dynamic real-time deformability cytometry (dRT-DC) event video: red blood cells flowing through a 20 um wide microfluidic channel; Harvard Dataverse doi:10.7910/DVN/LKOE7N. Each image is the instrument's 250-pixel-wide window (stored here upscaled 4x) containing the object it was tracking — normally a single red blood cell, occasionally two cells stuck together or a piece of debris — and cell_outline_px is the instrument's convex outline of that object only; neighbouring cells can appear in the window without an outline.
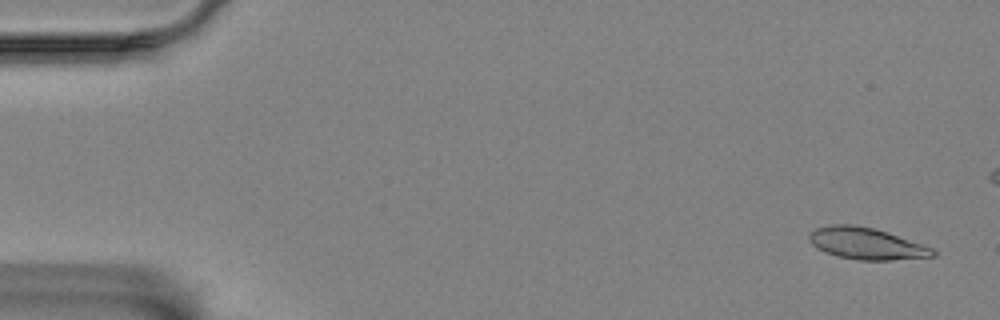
{"species": "Egyptian fruit bat (a non-hibernating species)", "species_latin": "Rousettus aegyptiacus", "temperature_condition": "room temperature", "stored_images_in_passage": 53, "camera_frame_rate_fps": 3000, "um_per_image_px": 0.085, "animal": {"sex": "female"}, "frame": {"image": 1, "passage_image": 3, "time_ms": 0.667, "image_size_px": [1000, 320], "cell_outline_px": [[936, 256], [892, 260], [860, 260], [836, 256], [824, 252], [816, 248], [808, 240], [808, 232], [816, 228], [832, 224], [852, 224], [872, 228], [888, 232], [932, 248], [936, 252]], "centroid_in_image_um": [73.59, 20.7], "position_along_channel_um": 11.4, "area_um2": 22.89}}
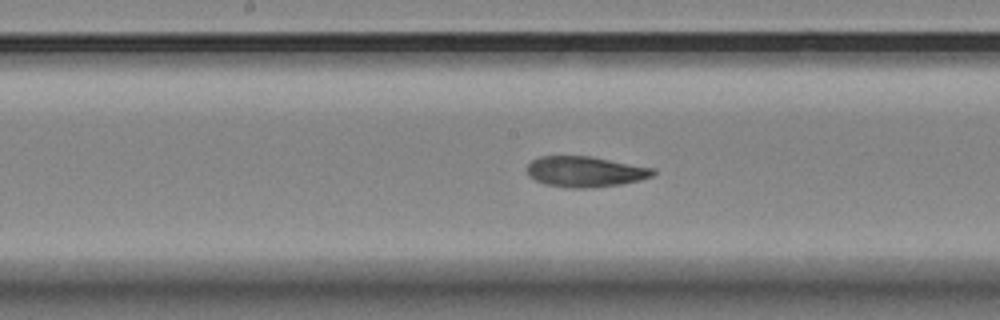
{"frame": {"image": 2, "passage_image": 30, "time_ms": 9.667, "image_size_px": [1000, 320], "cell_outline_px": [[656, 172], [652, 176], [640, 180], [620, 184], [592, 188], [568, 188], [544, 184], [528, 176], [528, 164], [532, 160], [540, 156], [592, 156], [656, 168]], "centroid_in_image_um": [49.77, 14.59], "position_along_channel_um": 198.4, "area_um2": 22.72}}
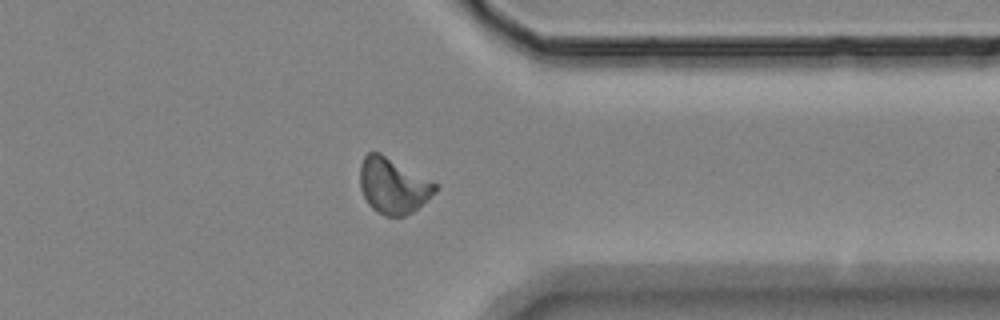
{"frame": {"image": 3, "passage_image": 46, "time_ms": 15.0, "image_size_px": [1000, 320], "cell_outline_px": [[436, 192], [412, 212], [404, 216], [384, 216], [376, 212], [368, 204], [360, 188], [360, 164], [364, 156], [368, 152], [380, 152], [436, 184]], "centroid_in_image_um": [33.37, 15.79], "position_along_channel_um": 378.0, "area_um2": 24.1}}